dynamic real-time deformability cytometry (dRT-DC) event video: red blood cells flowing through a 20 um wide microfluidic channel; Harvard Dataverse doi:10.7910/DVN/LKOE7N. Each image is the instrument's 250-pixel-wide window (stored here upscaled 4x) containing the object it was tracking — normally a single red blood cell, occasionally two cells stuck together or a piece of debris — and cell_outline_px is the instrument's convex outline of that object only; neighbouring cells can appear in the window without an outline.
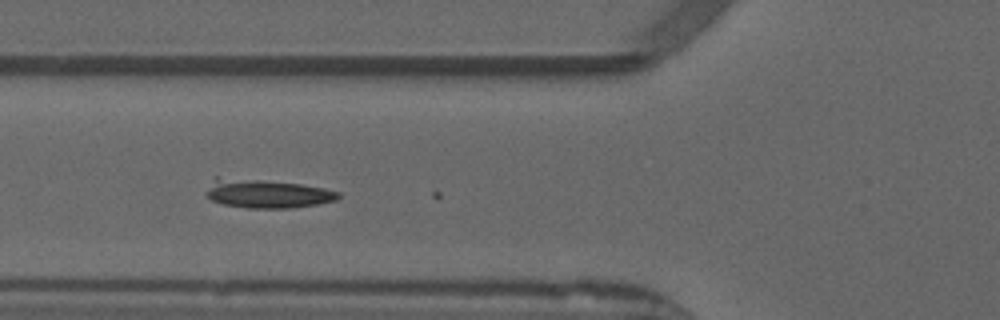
{"species": "common noctule bat (a hibernating species)", "species_latin": "Nyctalus noctula", "temperature_condition": "warm", "stored_images_in_passage": 4, "camera_frame_rate_fps": 3000, "um_per_image_px": 0.085, "animal": {"sex": "male", "forearm_length_mm": 52.5}, "frame": {"image": 1, "passage_image": 3, "time_ms": 0.667, "image_size_px": [1000, 320], "cell_outline_px": [[340, 196], [336, 200], [316, 204], [292, 208], [244, 208], [224, 204], [212, 200], [204, 192], [216, 176], [300, 184], [324, 188], [340, 192]], "centroid_in_image_um": [22.66, 16.46], "position_along_channel_um": 103.1, "area_um2": 21.96}}